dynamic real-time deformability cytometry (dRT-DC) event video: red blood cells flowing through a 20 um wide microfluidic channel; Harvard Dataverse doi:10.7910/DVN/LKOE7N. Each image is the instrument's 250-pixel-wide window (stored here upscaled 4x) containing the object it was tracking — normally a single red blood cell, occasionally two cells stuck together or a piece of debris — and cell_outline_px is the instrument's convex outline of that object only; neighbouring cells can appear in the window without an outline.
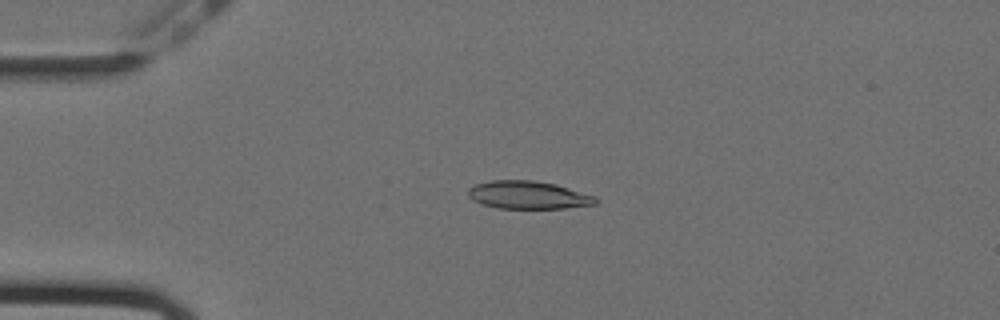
{"species": "Egyptian fruit bat (a non-hibernating species)", "species_latin": "Rousettus aegyptiacus", "temperature_condition": "cold", "stored_images_in_passage": 56, "camera_frame_rate_fps": 3000, "um_per_image_px": 0.085, "animal": {"sex": "female"}, "frame": {"image": 1, "passage_image": 13, "time_ms": 4.0, "image_size_px": [1000, 320], "cell_outline_px": [[596, 204], [564, 208], [496, 208], [480, 204], [472, 200], [468, 196], [468, 188], [476, 184], [492, 180], [532, 180], [556, 184], [596, 196]], "centroid_in_image_um": [44.86, 16.57], "position_along_channel_um": 40.1, "area_um2": 20.75}}
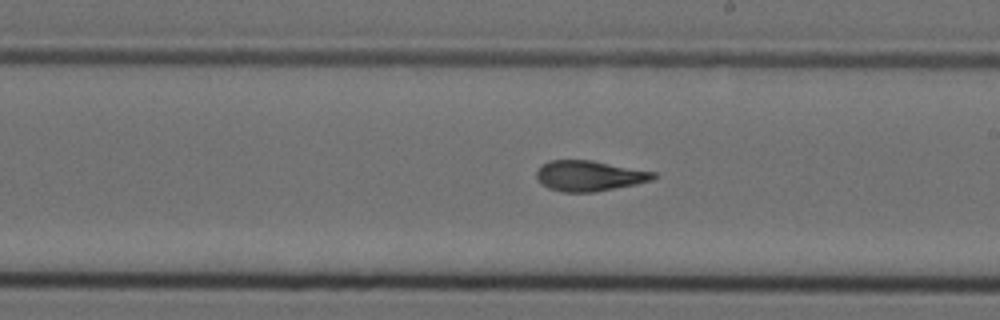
{"frame": {"image": 2, "passage_image": 32, "time_ms": 10.333, "image_size_px": [1000, 320], "cell_outline_px": [[656, 176], [652, 180], [636, 184], [592, 192], [560, 192], [548, 188], [536, 176], [536, 172], [548, 160], [592, 160], [656, 172]], "centroid_in_image_um": [50.1, 14.94], "position_along_channel_um": 238.9, "area_um2": 20.58}}
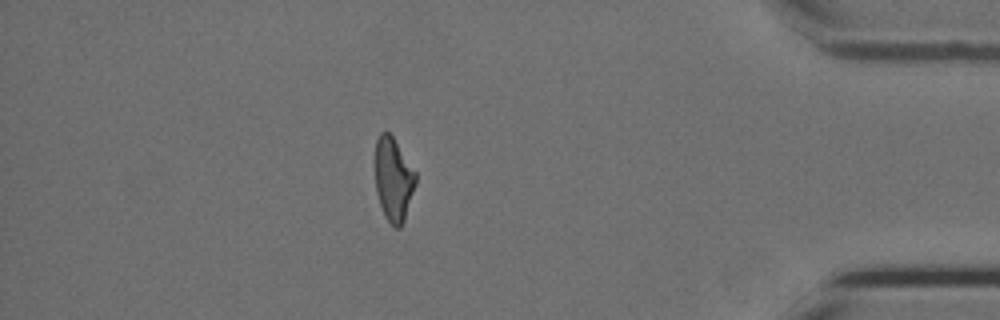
{"frame": {"image": 3, "passage_image": 49, "time_ms": 16.0, "image_size_px": [1000, 320], "cell_outline_px": [[416, 184], [404, 220], [400, 228], [396, 228], [384, 216], [376, 192], [376, 140], [380, 132], [388, 132], [392, 136], [416, 172]], "centroid_in_image_um": [33.45, 15.25], "position_along_channel_um": 401.8, "area_um2": 19.48}, "authors_computed_cell_mechanics": {"area_um2": 20.6924, "velocity_mm_per_s": 3.586, "shape_relaxation_time_tau1_ms": 6.0456, "shape_relaxation_time_tau2_ms": 2.0317, "deformation_change_tau1": 0.1922, "deformation_change_tau2": 0.0953}}